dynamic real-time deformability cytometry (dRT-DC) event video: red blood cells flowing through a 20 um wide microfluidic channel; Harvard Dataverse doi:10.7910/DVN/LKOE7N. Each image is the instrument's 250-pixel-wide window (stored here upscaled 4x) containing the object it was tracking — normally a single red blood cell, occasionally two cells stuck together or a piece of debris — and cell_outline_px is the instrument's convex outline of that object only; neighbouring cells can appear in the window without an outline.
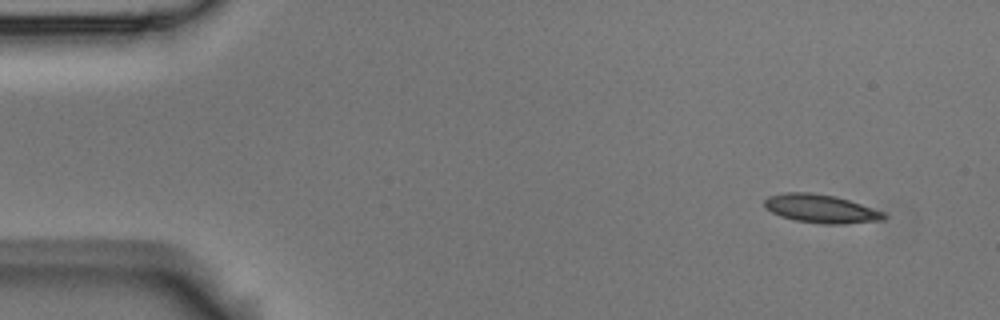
{"species": "Egyptian fruit bat (a non-hibernating species)", "species_latin": "Rousettus aegyptiacus", "temperature_condition": "room temperature", "stored_images_in_passage": 4, "camera_frame_rate_fps": 3000, "um_per_image_px": 0.085, "animal": {"sex": "male"}, "frame": {"image": 1, "passage_image": 1, "time_ms": 0.0, "image_size_px": [1000, 320], "cell_outline_px": [[888, 216], [884, 220], [844, 224], [820, 224], [792, 220], [780, 216], [764, 208], [764, 200], [768, 196], [784, 192], [812, 192], [836, 196], [884, 212]], "centroid_in_image_um": [69.75, 17.74], "position_along_channel_um": 15.3, "area_um2": 20.06}}
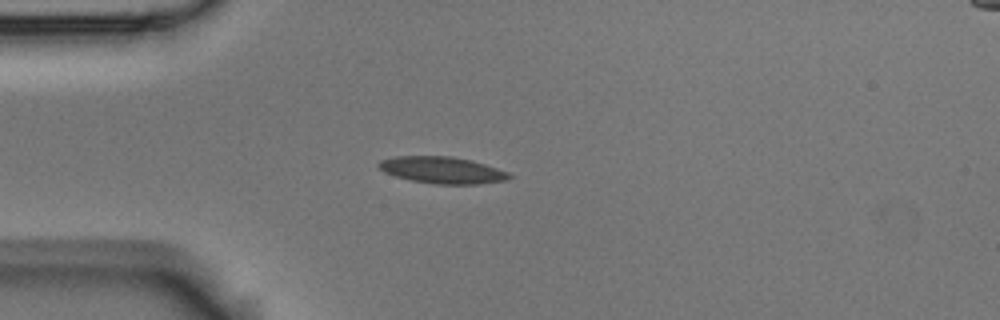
{"frame": {"image": 2, "passage_image": 4, "time_ms": 1.0, "image_size_px": [1000, 320], "cell_outline_px": [[512, 176], [504, 180], [480, 184], [436, 184], [412, 180], [396, 176], [384, 172], [376, 164], [380, 160], [396, 156], [452, 156], [472, 160], [508, 172]], "centroid_in_image_um": [37.56, 14.45], "position_along_channel_um": 47.4, "area_um2": 20.17}}